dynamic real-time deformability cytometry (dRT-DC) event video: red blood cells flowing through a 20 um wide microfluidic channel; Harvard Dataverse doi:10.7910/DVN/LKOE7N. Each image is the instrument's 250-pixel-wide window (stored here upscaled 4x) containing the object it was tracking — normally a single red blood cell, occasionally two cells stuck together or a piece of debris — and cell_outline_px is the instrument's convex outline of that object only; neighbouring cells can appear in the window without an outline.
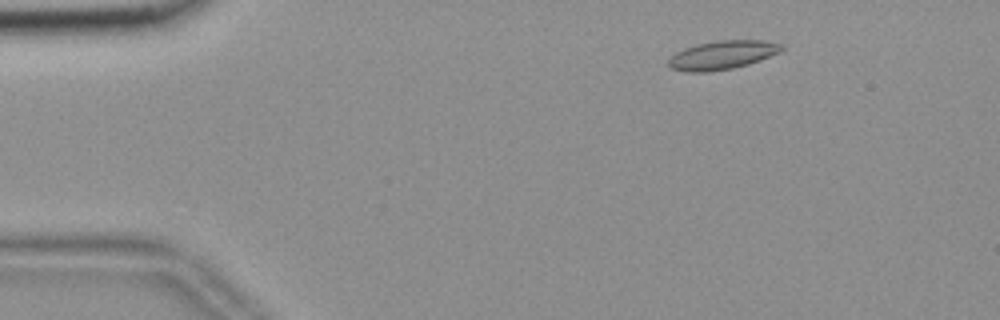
{"species": "common noctule bat (a hibernating species)", "species_latin": "Nyctalus noctula", "temperature_condition": "room temperature", "stored_images_in_passage": 53, "camera_frame_rate_fps": 3000, "um_per_image_px": 0.085, "animal": {"sex": "female", "body_mass_g": 18.4}, "frame": {"image": 1, "passage_image": 6, "time_ms": 1.667, "image_size_px": [1000, 320], "cell_outline_px": [[784, 48], [780, 52], [760, 60], [748, 64], [732, 68], [708, 72], [688, 72], [668, 68], [668, 60], [676, 52], [684, 48], [696, 44], [716, 40], [764, 40], [784, 44]], "centroid_in_image_um": [61.39, 4.67], "position_along_channel_um": 23.6, "area_um2": 19.07}}
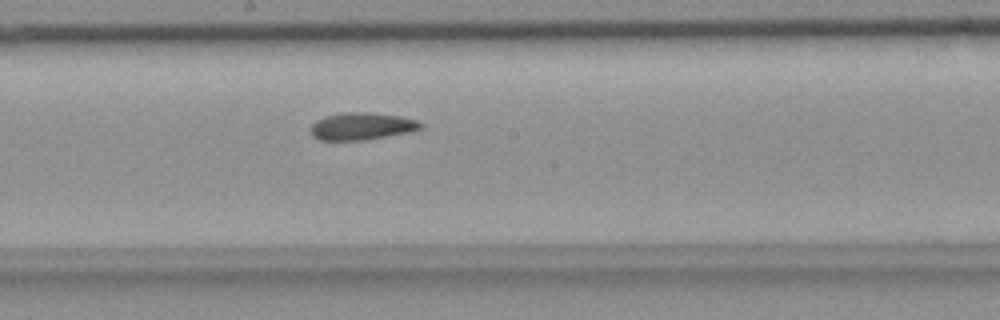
{"frame": {"image": 2, "passage_image": 28, "time_ms": 9.0, "image_size_px": [1000, 320], "cell_outline_px": [[424, 124], [420, 128], [412, 132], [364, 140], [320, 140], [312, 136], [312, 124], [316, 120], [324, 116], [344, 112], [368, 112], [396, 116], [416, 120]], "centroid_in_image_um": [30.74, 10.73], "position_along_channel_um": 217.5, "area_um2": 17.4}}
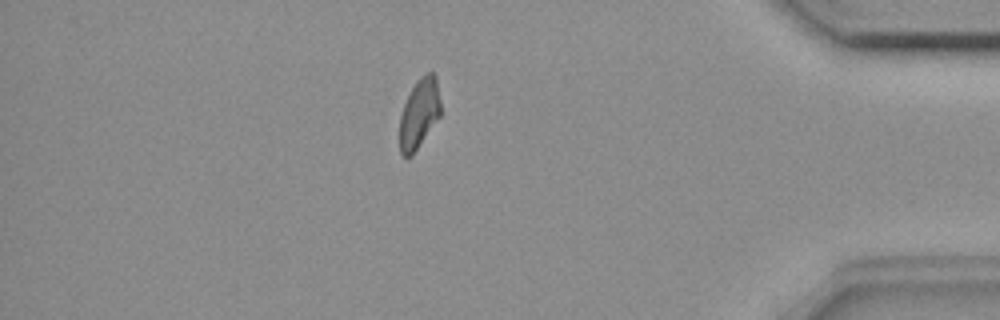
{"frame": {"image": 3, "passage_image": 46, "time_ms": 15.0, "image_size_px": [1000, 320], "cell_outline_px": [[440, 116], [412, 156], [404, 156], [400, 152], [400, 116], [404, 104], [416, 80], [420, 76], [428, 72], [432, 72], [436, 76], [440, 100]], "centroid_in_image_um": [35.64, 9.63], "position_along_channel_um": 399.6, "area_um2": 16.53}, "authors_computed_cell_mechanics": {"area_um2": 17.629, "velocity_mm_per_s": 3.6591, "shape_relaxation_time_tau1_ms": null, "shape_relaxation_time_tau2_ms": 4.8078, "deformation_change_tau1": null, "deformation_change_tau2": 0.1019}}